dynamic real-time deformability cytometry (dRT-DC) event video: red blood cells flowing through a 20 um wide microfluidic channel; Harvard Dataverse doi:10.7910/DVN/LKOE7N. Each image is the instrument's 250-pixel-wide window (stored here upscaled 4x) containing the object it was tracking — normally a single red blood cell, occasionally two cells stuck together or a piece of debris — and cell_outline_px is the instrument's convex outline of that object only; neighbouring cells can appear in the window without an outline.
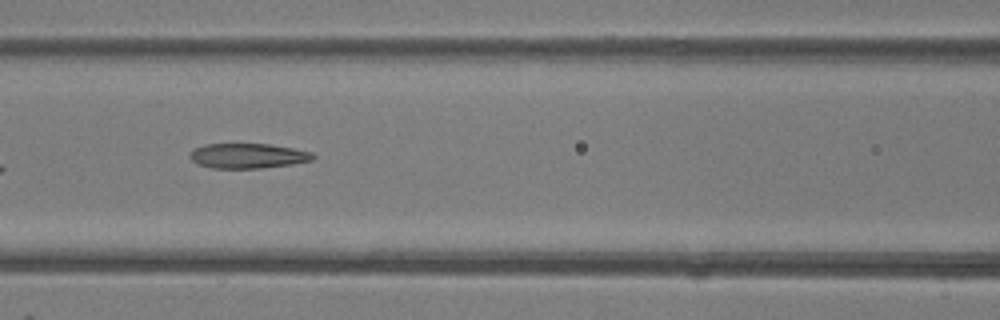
{"species": "common noctule bat (a hibernating species)", "species_latin": "Nyctalus noctula", "temperature_condition": "room temperature", "stored_images_in_passage": 8, "camera_frame_rate_fps": 3000, "um_per_image_px": 0.085, "animal": {"sex": "female"}, "frame": {"image": 1, "passage_image": 6, "time_ms": 6.667, "image_size_px": [1000, 320], "cell_outline_px": [[316, 156], [312, 160], [292, 164], [260, 168], [212, 168], [200, 164], [192, 160], [188, 156], [196, 148], [204, 144], [268, 144], [292, 148], [312, 152]], "centroid_in_image_um": [21.09, 13.24], "position_along_channel_um": 145.5, "area_um2": 17.69}}
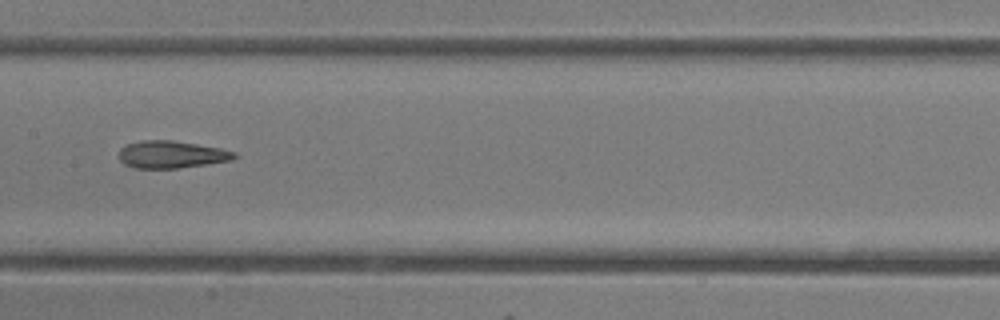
{"frame": {"image": 2, "passage_image": 7, "time_ms": 7.667, "image_size_px": [1000, 320], "cell_outline_px": [[240, 156], [232, 160], [176, 168], [132, 168], [124, 164], [120, 160], [120, 148], [128, 144], [144, 140], [172, 140], [220, 148], [236, 152]], "centroid_in_image_um": [14.59, 13.13], "position_along_channel_um": 192.8, "area_um2": 18.26}}
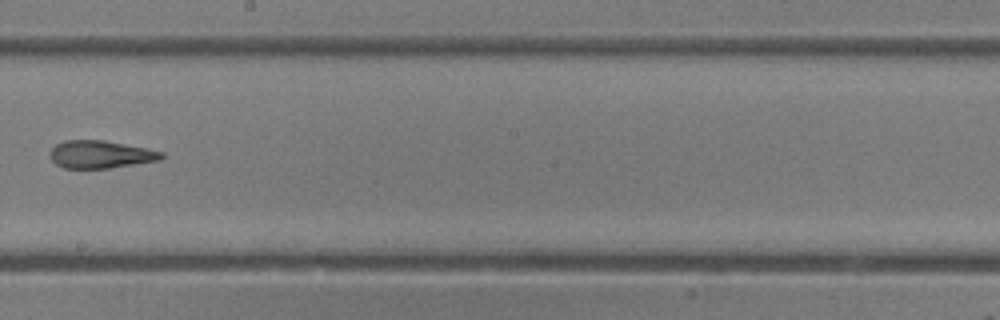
{"frame": {"image": 3, "passage_image": 8, "time_ms": 8.667, "image_size_px": [1000, 320], "cell_outline_px": [[164, 156], [160, 160], [108, 168], [64, 168], [56, 164], [52, 160], [48, 152], [56, 144], [64, 140], [104, 140], [148, 148], [164, 152]], "centroid_in_image_um": [8.54, 13.11], "position_along_channel_um": 239.7, "area_um2": 18.03}}